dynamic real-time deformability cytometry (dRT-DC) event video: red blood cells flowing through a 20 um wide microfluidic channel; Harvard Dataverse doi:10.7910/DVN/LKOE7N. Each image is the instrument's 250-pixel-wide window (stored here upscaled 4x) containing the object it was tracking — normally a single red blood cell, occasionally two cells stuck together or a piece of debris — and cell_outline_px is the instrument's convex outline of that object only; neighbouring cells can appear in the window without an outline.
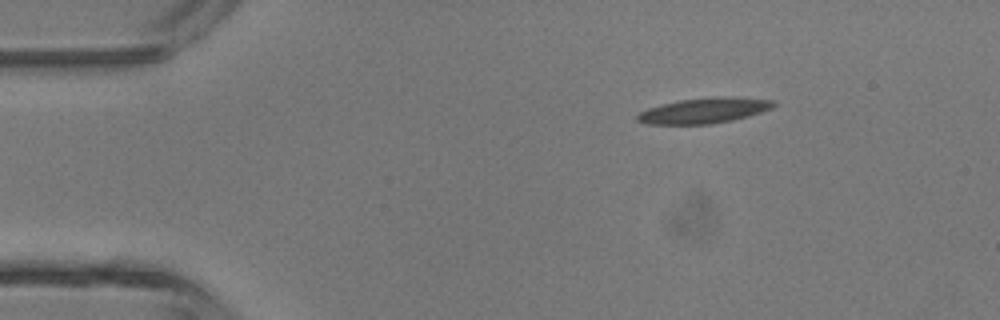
{"species": "common noctule bat (a hibernating species)", "species_latin": "Nyctalus noctula", "temperature_condition": "room temperature", "stored_images_in_passage": 4, "camera_frame_rate_fps": 3000, "um_per_image_px": 0.085, "animal": {"sex": "male", "body_mass_g": 13.3}, "frame": {"image": 1, "passage_image": 4, "time_ms": 3.333, "image_size_px": [1000, 320], "cell_outline_px": [[776, 104], [772, 108], [748, 116], [732, 120], [712, 124], [648, 124], [636, 120], [636, 116], [640, 112], [648, 108], [680, 100], [720, 96], [724, 96], [776, 100]], "centroid_in_image_um": [59.87, 9.4], "position_along_channel_um": 25.1, "area_um2": 20.06}}